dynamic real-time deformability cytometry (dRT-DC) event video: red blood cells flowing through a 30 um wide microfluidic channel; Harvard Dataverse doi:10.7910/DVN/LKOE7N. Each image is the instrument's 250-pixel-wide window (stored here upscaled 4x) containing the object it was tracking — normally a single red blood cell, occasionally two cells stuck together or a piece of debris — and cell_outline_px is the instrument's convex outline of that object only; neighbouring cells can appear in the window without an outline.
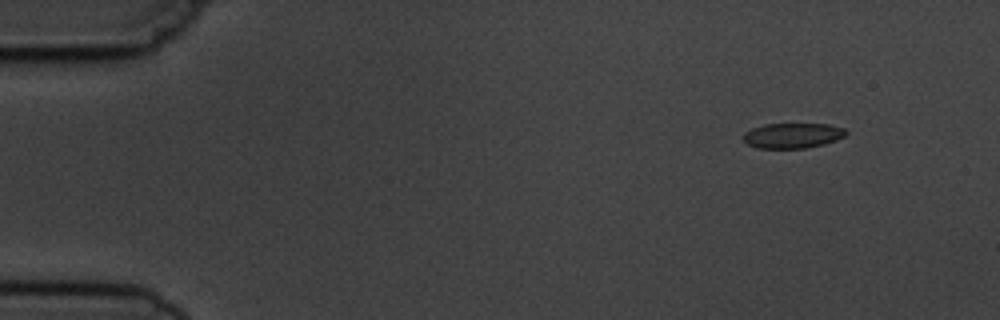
{"species": "common noctule bat (a hibernating species)", "species_latin": "Nyctalus noctula", "temperature_condition": "cold", "stored_images_in_passage": 4, "camera_frame_rate_fps": 3000, "um_per_image_px": 0.085, "animal": {"sex": "male", "body_mass_g": 19.5, "forearm_length_mm": 54.6}, "frame": {"image": 1, "passage_image": 1, "time_ms": 0.0, "image_size_px": [1000, 320], "cell_outline_px": [[848, 132], [844, 136], [836, 140], [824, 144], [804, 148], [756, 148], [748, 144], [744, 140], [744, 136], [752, 128], [764, 124], [828, 124], [844, 128]], "centroid_in_image_um": [67.4, 11.52], "position_along_channel_um": 17.6, "area_um2": 14.91}}
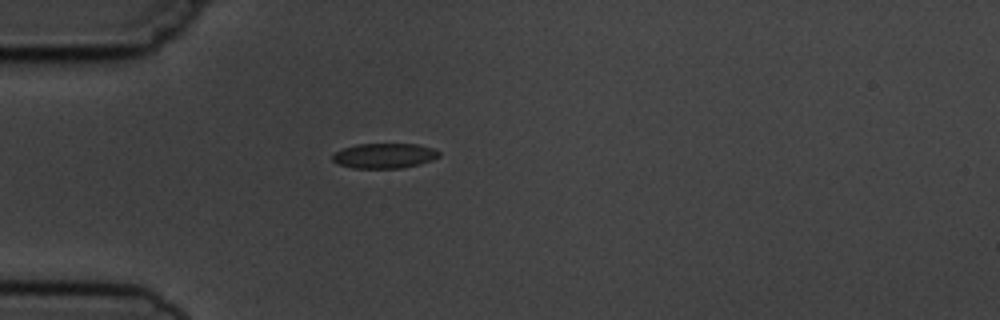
{"frame": {"image": 2, "passage_image": 4, "time_ms": 3.333, "image_size_px": [1000, 320], "cell_outline_px": [[440, 156], [432, 160], [420, 164], [404, 168], [352, 168], [340, 164], [332, 160], [332, 156], [336, 152], [344, 148], [356, 144], [416, 144], [432, 148], [440, 152]], "centroid_in_image_um": [32.69, 13.24], "position_along_channel_um": 52.3, "area_um2": 15.49}}